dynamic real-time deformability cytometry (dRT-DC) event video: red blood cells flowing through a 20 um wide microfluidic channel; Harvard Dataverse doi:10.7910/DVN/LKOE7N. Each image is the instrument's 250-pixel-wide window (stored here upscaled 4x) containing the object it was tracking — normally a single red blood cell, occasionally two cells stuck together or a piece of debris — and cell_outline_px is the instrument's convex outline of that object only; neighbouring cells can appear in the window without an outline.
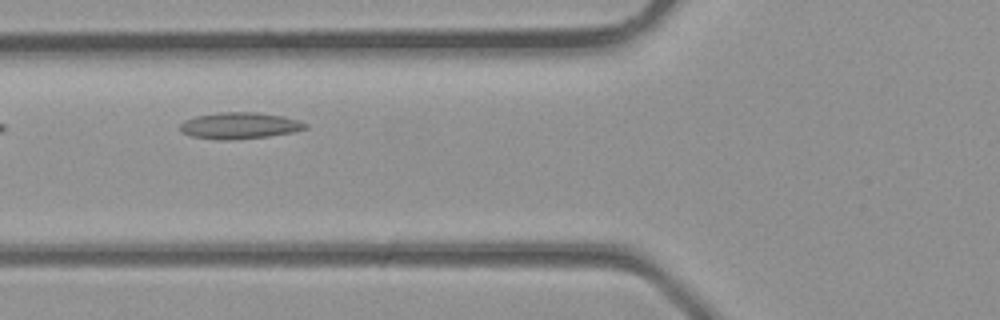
{"species": "common noctule bat (a hibernating species)", "species_latin": "Nyctalus noctula", "temperature_condition": "room temperature", "stored_images_in_passage": 5, "camera_frame_rate_fps": 3000, "um_per_image_px": 0.085, "animal": {"sex": "male", "body_mass_g": 23.1, "forearm_length_mm": 52.7}, "frame": {"image": 1, "passage_image": 5, "time_ms": 1.333, "image_size_px": [1000, 320], "cell_outline_px": [[308, 128], [292, 132], [268, 136], [232, 140], [216, 140], [192, 136], [180, 132], [180, 124], [184, 120], [196, 116], [216, 112], [256, 112], [284, 116], [300, 120], [308, 124]], "centroid_in_image_um": [20.36, 10.67], "position_along_channel_um": 105.4, "area_um2": 19.54}}